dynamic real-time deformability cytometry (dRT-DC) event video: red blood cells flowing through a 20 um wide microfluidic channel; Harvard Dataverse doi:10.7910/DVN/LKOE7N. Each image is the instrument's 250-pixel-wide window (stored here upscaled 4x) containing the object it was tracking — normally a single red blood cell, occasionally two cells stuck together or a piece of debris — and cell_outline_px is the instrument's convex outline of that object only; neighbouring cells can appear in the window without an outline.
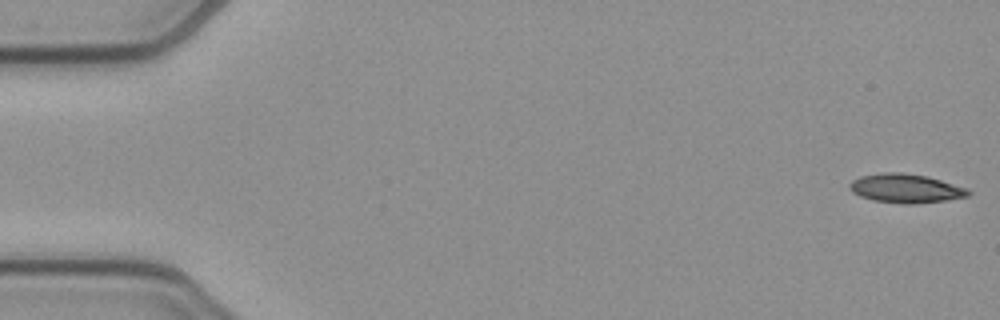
{"species": "common noctule bat (a hibernating species)", "species_latin": "Nyctalus noctula", "temperature_condition": "cold", "stored_images_in_passage": 52, "camera_frame_rate_fps": 3000, "um_per_image_px": 0.085, "animal": {"sex": "female", "body_mass_g": 21.9}, "frame": {"image": 1, "passage_image": 1, "time_ms": 0.0, "image_size_px": [1000, 320], "cell_outline_px": [[972, 192], [968, 196], [944, 200], [916, 204], [900, 204], [872, 200], [860, 196], [852, 192], [848, 188], [848, 184], [852, 180], [860, 176], [880, 172], [904, 172], [928, 176], [968, 188]], "centroid_in_image_um": [76.96, 16.0], "position_along_channel_um": 8.0, "area_um2": 20.35}}
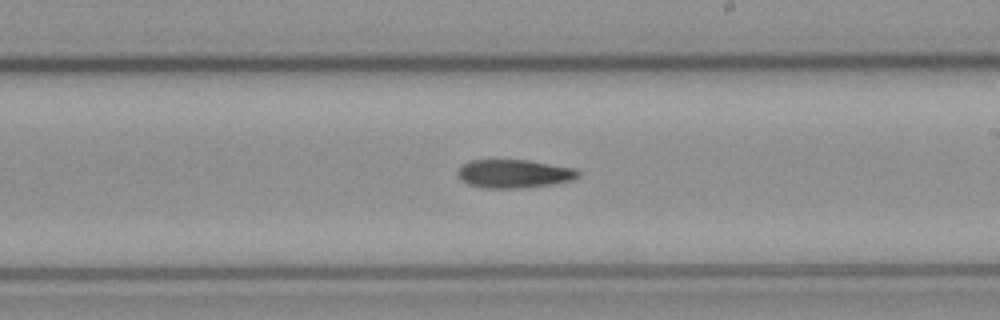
{"frame": {"image": 2, "passage_image": 30, "time_ms": 9.667, "image_size_px": [1000, 320], "cell_outline_px": [[580, 176], [572, 180], [552, 184], [520, 188], [484, 188], [468, 184], [460, 180], [456, 176], [456, 172], [460, 164], [472, 160], [528, 160], [576, 168], [580, 172]], "centroid_in_image_um": [43.65, 14.76], "position_along_channel_um": 245.3, "area_um2": 20.23}}
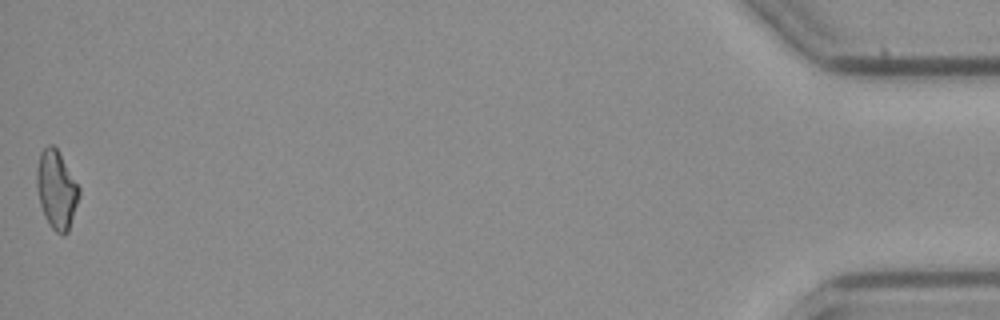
{"frame": {"image": 3, "passage_image": 52, "time_ms": 17.0, "image_size_px": [1000, 320], "cell_outline_px": [[80, 196], [68, 232], [64, 236], [56, 232], [48, 224], [44, 216], [40, 204], [36, 184], [36, 168], [40, 152], [48, 144], [52, 144], [56, 148], [80, 188]], "centroid_in_image_um": [4.79, 16.14], "position_along_channel_um": 430.4, "area_um2": 19.36}}